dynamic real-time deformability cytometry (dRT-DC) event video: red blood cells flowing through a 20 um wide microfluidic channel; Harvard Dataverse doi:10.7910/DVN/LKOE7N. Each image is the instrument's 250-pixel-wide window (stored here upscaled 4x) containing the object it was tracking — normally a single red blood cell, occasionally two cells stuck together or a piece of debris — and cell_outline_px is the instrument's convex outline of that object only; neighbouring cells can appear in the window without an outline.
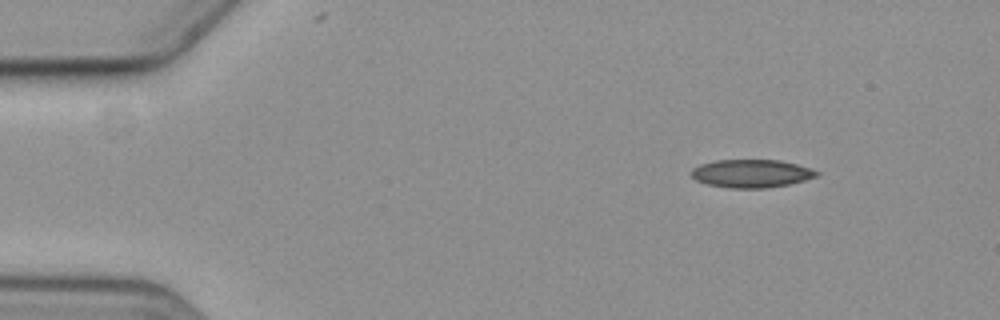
{"species": "common noctule bat (a hibernating species)", "species_latin": "Nyctalus noctula", "temperature_condition": "cold", "stored_images_in_passage": 5, "camera_frame_rate_fps": 3000, "um_per_image_px": 0.085, "animal": {"sex": "female", "body_mass_g": 19.3, "forearm_length_mm": 54.1}, "frame": {"image": 1, "passage_image": 3, "time_ms": 2.333, "image_size_px": [1000, 320], "cell_outline_px": [[820, 176], [788, 184], [768, 188], [728, 188], [708, 184], [696, 180], [688, 172], [692, 168], [700, 164], [716, 160], [780, 160], [812, 168], [820, 172]], "centroid_in_image_um": [63.87, 14.74], "position_along_channel_um": 21.1, "area_um2": 20.69}}
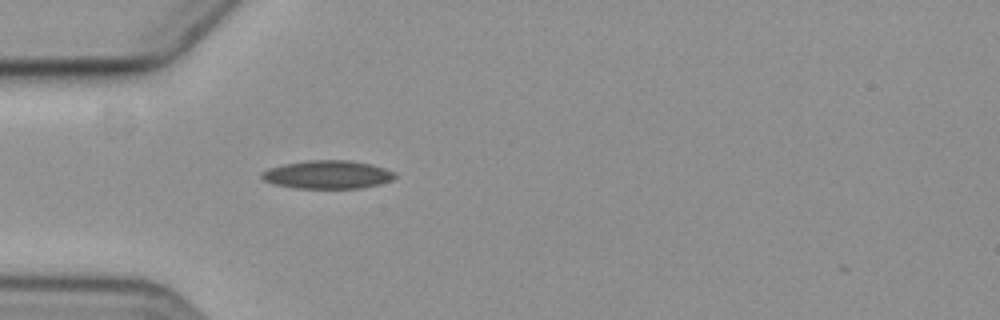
{"frame": {"image": 2, "passage_image": 5, "time_ms": 5.667, "image_size_px": [1000, 320], "cell_outline_px": [[396, 176], [392, 180], [380, 184], [360, 188], [296, 188], [276, 184], [264, 180], [260, 176], [260, 172], [268, 168], [284, 164], [308, 160], [352, 160], [372, 164], [396, 172]], "centroid_in_image_um": [27.86, 14.83], "position_along_channel_um": 57.1, "area_um2": 22.02}}